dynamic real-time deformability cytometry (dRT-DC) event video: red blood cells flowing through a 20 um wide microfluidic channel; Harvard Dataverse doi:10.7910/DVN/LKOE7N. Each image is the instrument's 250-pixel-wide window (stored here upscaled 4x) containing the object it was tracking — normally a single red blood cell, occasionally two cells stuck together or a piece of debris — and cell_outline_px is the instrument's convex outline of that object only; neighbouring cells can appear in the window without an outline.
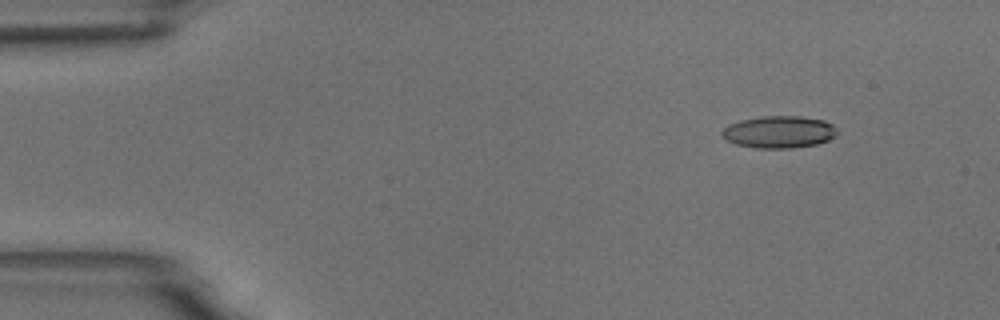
{"species": "common noctule bat (a hibernating species)", "species_latin": "Nyctalus noctula", "temperature_condition": "room temperature", "stored_images_in_passage": 4, "camera_frame_rate_fps": 3000, "um_per_image_px": 0.085, "animal": {"sex": "male", "body_mass_g": 18.8}, "frame": {"image": 1, "passage_image": 1, "time_ms": 0.0, "image_size_px": [1000, 320], "cell_outline_px": [[836, 136], [828, 140], [816, 144], [792, 148], [756, 148], [736, 144], [724, 140], [720, 132], [728, 124], [740, 120], [764, 116], [800, 116], [824, 120], [832, 124], [836, 128]], "centroid_in_image_um": [66.19, 11.22], "position_along_channel_um": 18.8, "area_um2": 21.68}}
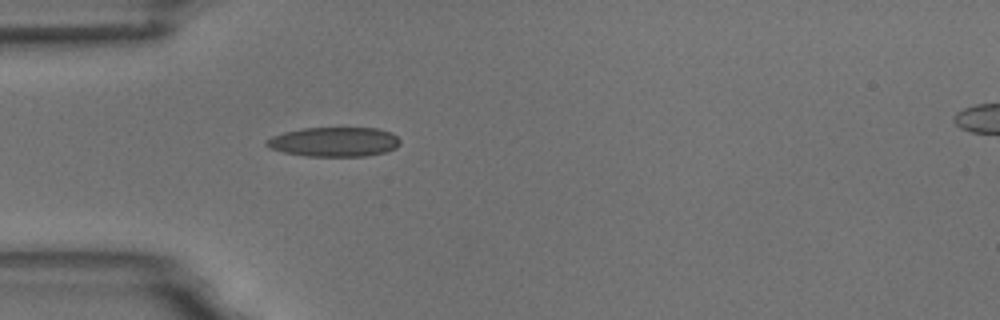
{"frame": {"image": 2, "passage_image": 4, "time_ms": 3.333, "image_size_px": [1000, 320], "cell_outline_px": [[400, 144], [396, 148], [384, 152], [368, 156], [304, 156], [284, 152], [272, 148], [264, 144], [264, 140], [272, 136], [284, 132], [300, 128], [376, 128], [392, 132], [400, 140]], "centroid_in_image_um": [28.4, 12.05], "position_along_channel_um": 56.6, "area_um2": 23.06}}